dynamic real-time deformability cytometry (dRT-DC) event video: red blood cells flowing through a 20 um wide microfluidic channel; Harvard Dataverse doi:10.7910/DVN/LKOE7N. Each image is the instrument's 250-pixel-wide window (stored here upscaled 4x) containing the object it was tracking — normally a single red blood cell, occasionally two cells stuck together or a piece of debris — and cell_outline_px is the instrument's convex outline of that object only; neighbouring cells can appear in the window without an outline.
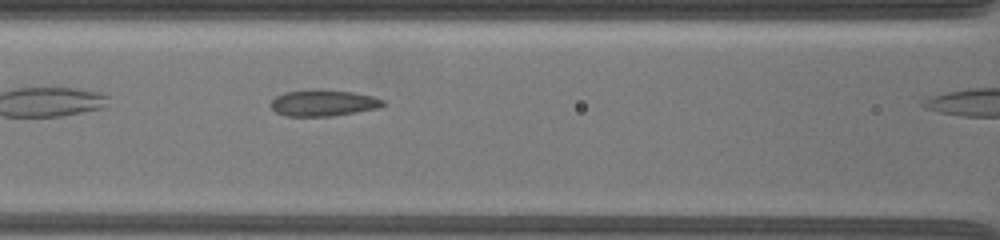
{"species": "common noctule bat (a hibernating species)", "species_latin": "Nyctalus noctula", "temperature_condition": "warm", "stored_images_in_passage": 12, "camera_frame_rate_fps": 3000, "um_per_image_px": 0.085, "animal": {"sex": "female", "body_mass_g": 19.5, "forearm_length_mm": 54.1}, "frame": {"image": 1, "passage_image": 4, "time_ms": 2.667, "image_size_px": [1000, 240], "cell_outline_px": [[388, 104], [380, 108], [332, 116], [284, 116], [276, 112], [272, 108], [272, 100], [276, 96], [284, 92], [316, 88], [324, 88], [352, 92], [372, 96], [384, 100]], "centroid_in_image_um": [27.51, 8.73], "position_along_channel_um": 139.1, "area_um2": 17.57}}
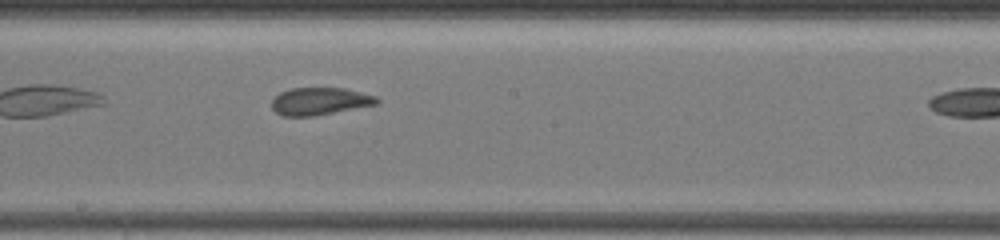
{"frame": {"image": 2, "passage_image": 7, "time_ms": 5.0, "image_size_px": [1000, 240], "cell_outline_px": [[380, 100], [376, 104], [316, 116], [284, 116], [276, 112], [272, 108], [272, 100], [280, 92], [292, 88], [344, 88], [376, 96]], "centroid_in_image_um": [27.17, 8.61], "position_along_channel_um": 221.0, "area_um2": 16.7}}
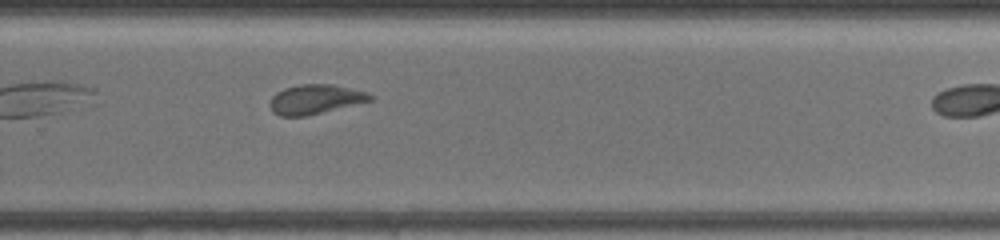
{"frame": {"image": 3, "passage_image": 10, "time_ms": 7.333, "image_size_px": [1000, 240], "cell_outline_px": [[376, 96], [372, 100], [308, 116], [280, 116], [272, 112], [268, 104], [272, 96], [276, 92], [284, 88], [300, 84], [332, 84], [368, 92]], "centroid_in_image_um": [26.79, 8.44], "position_along_channel_um": 303.0, "area_um2": 17.46}}